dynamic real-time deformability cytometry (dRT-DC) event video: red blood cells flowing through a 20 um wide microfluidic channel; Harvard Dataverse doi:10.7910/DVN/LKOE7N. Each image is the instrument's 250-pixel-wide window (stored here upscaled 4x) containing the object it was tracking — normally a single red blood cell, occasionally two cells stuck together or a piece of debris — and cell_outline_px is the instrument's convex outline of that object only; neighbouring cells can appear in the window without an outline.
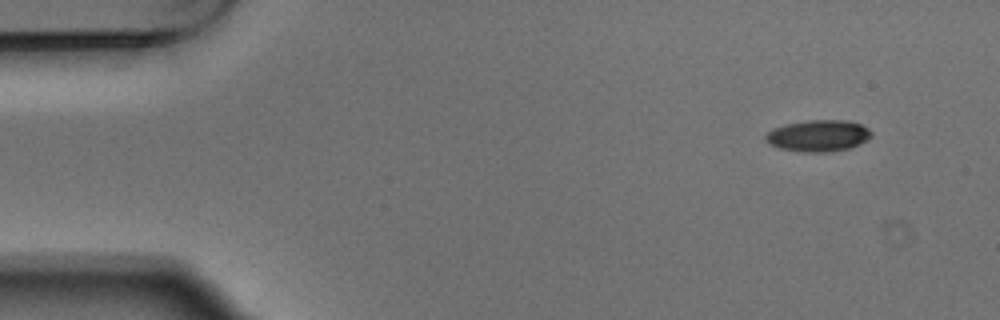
{"species": "Egyptian fruit bat (a non-hibernating species)", "species_latin": "Rousettus aegyptiacus", "temperature_condition": "warm", "stored_images_in_passage": 4, "camera_frame_rate_fps": 3000, "um_per_image_px": 0.085, "animal": {"sex": "male"}, "frame": {"image": 1, "passage_image": 1, "time_ms": 0.0, "image_size_px": [1000, 320], "cell_outline_px": [[872, 136], [868, 140], [860, 144], [848, 148], [828, 152], [804, 152], [780, 148], [768, 144], [764, 140], [764, 136], [772, 128], [784, 124], [808, 120], [848, 120], [860, 124], [868, 128], [872, 132]], "centroid_in_image_um": [69.54, 11.53], "position_along_channel_um": 15.5, "area_um2": 19.65}}
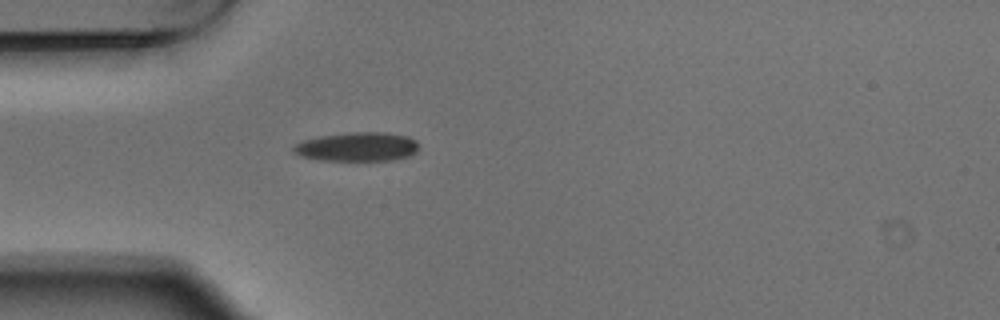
{"frame": {"image": 2, "passage_image": 4, "time_ms": 1.0, "image_size_px": [1000, 320], "cell_outline_px": [[416, 152], [408, 156], [392, 160], [320, 160], [300, 156], [292, 148], [296, 144], [304, 140], [320, 136], [352, 132], [384, 132], [408, 136], [416, 140]], "centroid_in_image_um": [30.37, 12.47], "position_along_channel_um": 54.6, "area_um2": 20.92}}